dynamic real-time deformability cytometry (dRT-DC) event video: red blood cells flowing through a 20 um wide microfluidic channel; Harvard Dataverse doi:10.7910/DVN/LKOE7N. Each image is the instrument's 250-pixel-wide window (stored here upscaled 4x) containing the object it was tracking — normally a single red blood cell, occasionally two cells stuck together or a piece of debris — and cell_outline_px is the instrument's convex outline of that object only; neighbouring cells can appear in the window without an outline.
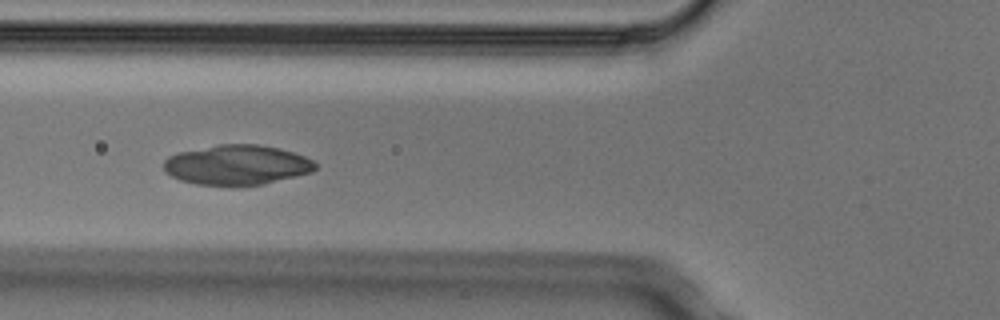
{"species": "Egyptian fruit bat (a non-hibernating species)", "species_latin": "Rousettus aegyptiacus", "temperature_condition": "cold", "stored_images_in_passage": 7, "camera_frame_rate_fps": 3000, "um_per_image_px": 0.085, "animal": {"sex": "male"}, "frame": {"image": 1, "passage_image": 5, "time_ms": 1.333, "image_size_px": [1000, 320], "cell_outline_px": [[316, 168], [312, 172], [264, 184], [236, 188], [232, 188], [196, 184], [180, 180], [164, 172], [164, 160], [168, 156], [176, 152], [220, 144], [260, 144], [280, 148], [304, 156], [312, 160], [316, 164]], "centroid_in_image_um": [20.11, 14.04], "position_along_channel_um": 105.7, "area_um2": 36.07}}
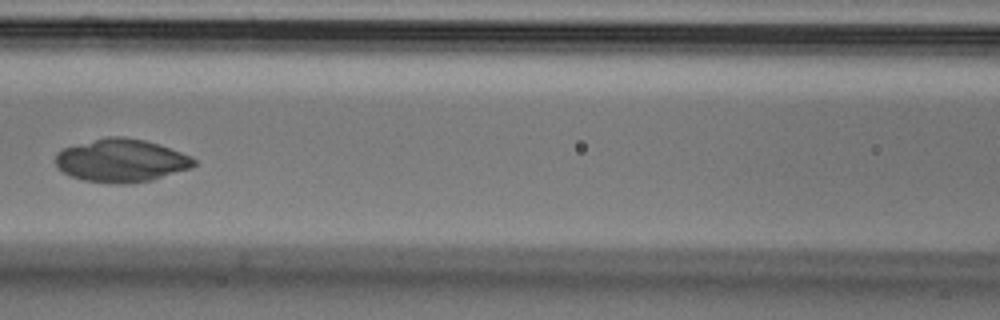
{"frame": {"image": 2, "passage_image": 6, "time_ms": 1.667, "image_size_px": [1000, 320], "cell_outline_px": [[196, 164], [192, 168], [152, 180], [124, 184], [116, 184], [84, 180], [72, 176], [64, 172], [56, 164], [56, 152], [64, 148], [108, 136], [124, 136], [144, 140], [160, 144], [192, 156], [196, 160]], "centroid_in_image_um": [10.36, 13.64], "position_along_channel_um": 156.2, "area_um2": 34.68}}
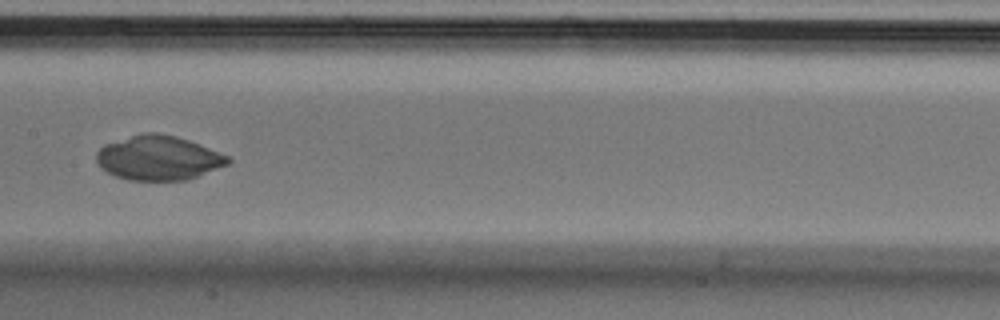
{"frame": {"image": 3, "passage_image": 7, "time_ms": 2.0, "image_size_px": [1000, 320], "cell_outline_px": [[232, 160], [228, 164], [188, 180], [128, 180], [116, 176], [100, 168], [96, 160], [96, 152], [104, 144], [144, 132], [156, 132], [176, 136], [188, 140], [228, 156]], "centroid_in_image_um": [13.44, 13.42], "position_along_channel_um": 194.0, "area_um2": 33.93}}